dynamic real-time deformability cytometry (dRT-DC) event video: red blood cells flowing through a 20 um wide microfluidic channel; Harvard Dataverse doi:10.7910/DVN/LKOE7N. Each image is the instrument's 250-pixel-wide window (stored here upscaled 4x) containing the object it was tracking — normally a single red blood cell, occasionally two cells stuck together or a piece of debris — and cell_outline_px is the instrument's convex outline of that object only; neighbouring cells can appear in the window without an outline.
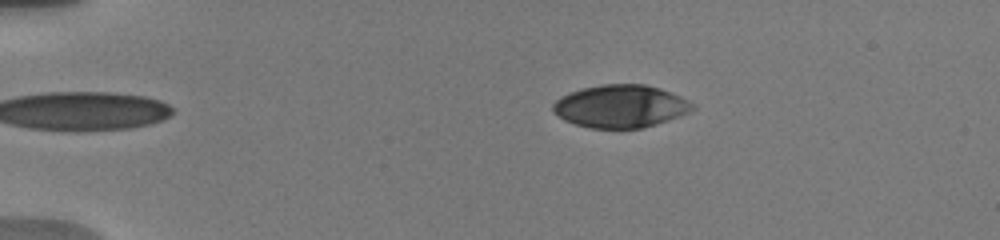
{"species": "human", "species_latin": "Homo sapiens", "temperature_condition": "warm", "stored_images_in_passage": 35, "camera_frame_rate_fps": 3000, "um_per_image_px": 0.085, "donor": {"sex": "male"}, "frame": {"image": 1, "passage_image": 1, "time_ms": 0.0, "image_size_px": [1000, 240], "cell_outline_px": [[696, 108], [680, 116], [644, 128], [592, 128], [576, 124], [564, 120], [552, 112], [552, 104], [556, 100], [572, 92], [584, 88], [600, 84], [644, 84], [660, 88], [680, 96], [696, 104]], "centroid_in_image_um": [52.77, 9.03], "position_along_channel_um": 32.2, "area_um2": 34.68}}
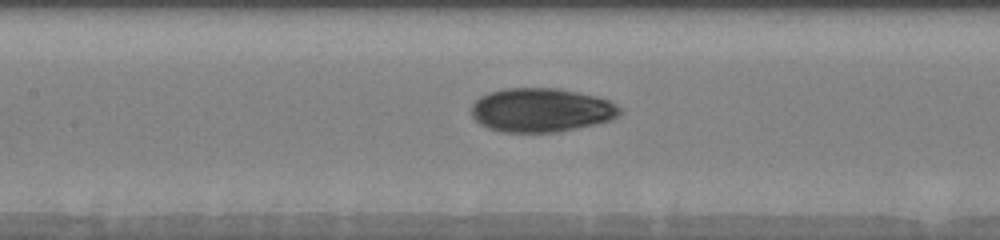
{"frame": {"image": 2, "passage_image": 15, "time_ms": 5.333, "image_size_px": [1000, 240], "cell_outline_px": [[620, 112], [616, 116], [608, 120], [592, 124], [556, 132], [504, 132], [488, 128], [480, 124], [472, 116], [472, 104], [480, 96], [488, 92], [504, 88], [560, 88], [596, 96], [608, 100], [616, 104], [620, 108]], "centroid_in_image_um": [45.95, 9.34], "position_along_channel_um": 161.4, "area_um2": 37.74}}
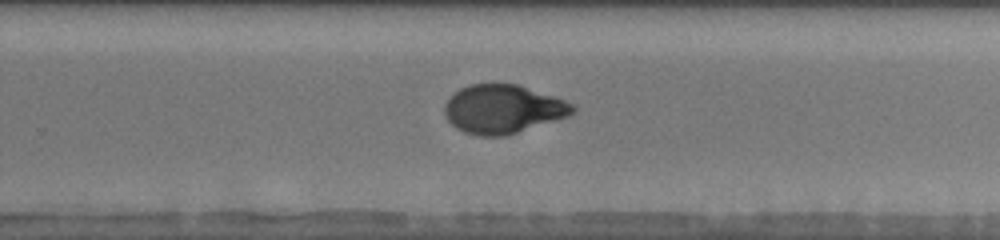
{"frame": {"image": 3, "passage_image": 24, "time_ms": 8.667, "image_size_px": [1000, 240], "cell_outline_px": [[576, 108], [568, 116], [508, 136], [480, 136], [464, 132], [456, 128], [448, 120], [444, 112], [444, 104], [460, 88], [468, 84], [520, 84], [564, 100], [572, 104]], "centroid_in_image_um": [42.74, 9.28], "position_along_channel_um": 287.1, "area_um2": 36.3}, "authors_computed_cell_mechanics": {"area_um2": 36.2984, "velocity_mm_per_s": 3.7745, "shape_relaxation_time_tau1_ms": 5.4067, "shape_relaxation_time_tau2_ms": 0.9881, "deformation_change_tau1": 0.1956, "deformation_change_tau2": 0.0509}}